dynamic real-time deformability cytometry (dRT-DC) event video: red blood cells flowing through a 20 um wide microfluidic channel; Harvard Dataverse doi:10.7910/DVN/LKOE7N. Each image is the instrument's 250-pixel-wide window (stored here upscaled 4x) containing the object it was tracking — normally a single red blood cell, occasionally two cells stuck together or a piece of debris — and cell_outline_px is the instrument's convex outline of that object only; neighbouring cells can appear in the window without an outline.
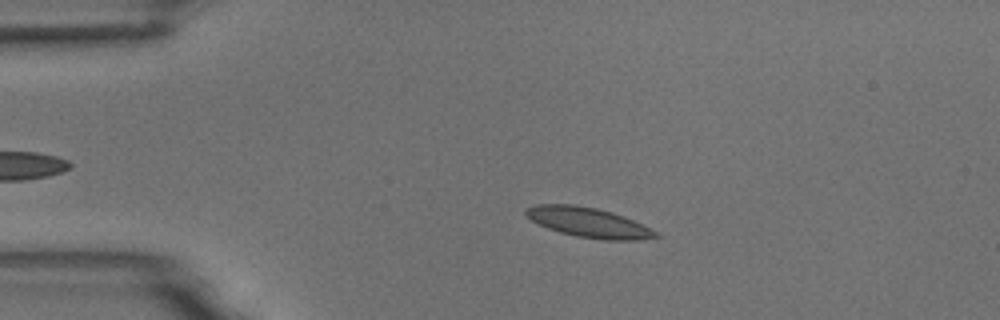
{"species": "common noctule bat (a hibernating species)", "species_latin": "Nyctalus noctula", "temperature_condition": "room temperature", "stored_images_in_passage": 54, "camera_frame_rate_fps": 3000, "um_per_image_px": 0.085, "animal": {"sex": "male", "body_mass_g": 18.8}, "frame": {"image": 1, "passage_image": 11, "time_ms": 3.333, "image_size_px": [1000, 320], "cell_outline_px": [[660, 236], [636, 240], [604, 240], [576, 236], [560, 232], [548, 228], [532, 220], [524, 212], [524, 208], [536, 204], [572, 204], [596, 208], [612, 212], [624, 216], [656, 232]], "centroid_in_image_um": [49.98, 18.9], "position_along_channel_um": 35.0, "area_um2": 22.25}}
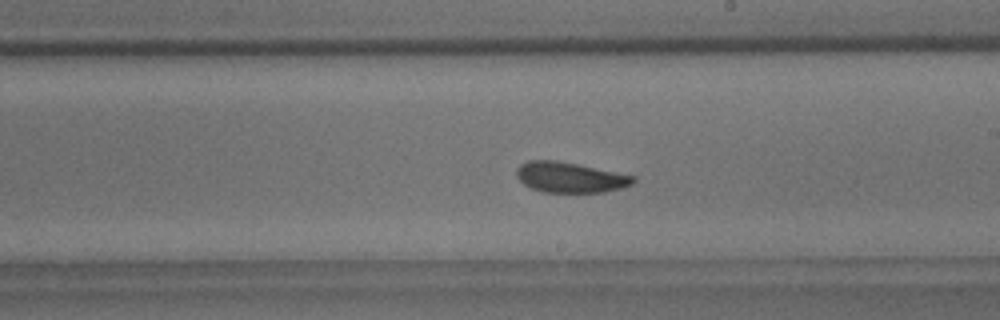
{"frame": {"image": 2, "passage_image": 31, "time_ms": 10.0, "image_size_px": [1000, 320], "cell_outline_px": [[636, 180], [632, 184], [620, 188], [604, 192], [544, 192], [532, 188], [524, 184], [516, 176], [516, 168], [520, 164], [528, 160], [556, 160], [636, 176]], "centroid_in_image_um": [48.44, 15.07], "position_along_channel_um": 240.6, "area_um2": 20.58}}
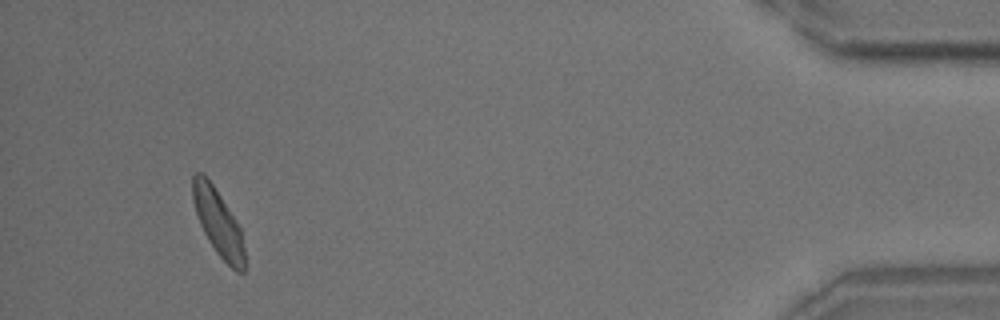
{"frame": {"image": 3, "passage_image": 51, "time_ms": 16.667, "image_size_px": [1000, 320], "cell_outline_px": [[244, 272], [236, 272], [216, 252], [208, 240], [200, 224], [192, 200], [192, 176], [196, 172], [204, 172], [220, 196], [240, 228], [244, 248]], "centroid_in_image_um": [18.51, 18.89], "position_along_channel_um": 416.7, "area_um2": 19.71}, "authors_computed_cell_mechanics": {"area_um2": 20.9814, "velocity_mm_per_s": 3.6809, "shape_relaxation_time_tau1_ms": 6.7121, "shape_relaxation_time_tau2_ms": 6.4863, "deformation_change_tau1": 0.1376, "deformation_change_tau2": 0.0991}}